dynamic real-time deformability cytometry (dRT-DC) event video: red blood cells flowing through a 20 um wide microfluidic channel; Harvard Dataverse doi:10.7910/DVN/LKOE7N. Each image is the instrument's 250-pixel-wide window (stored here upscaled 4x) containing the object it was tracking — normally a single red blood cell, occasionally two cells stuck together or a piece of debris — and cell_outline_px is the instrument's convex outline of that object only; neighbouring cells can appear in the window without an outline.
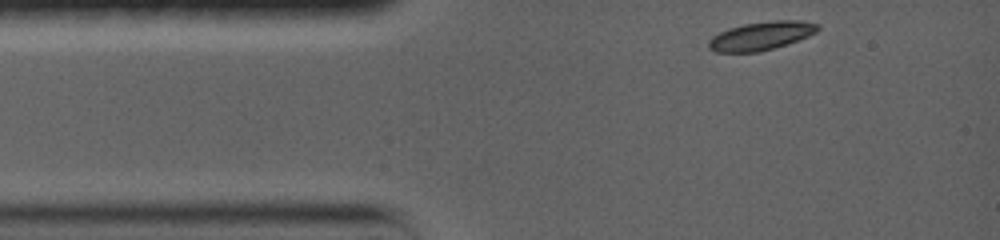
{"species": "common noctule bat (a hibernating species)", "species_latin": "Nyctalus noctula", "temperature_condition": "warm", "stored_images_in_passage": 35, "camera_frame_rate_fps": 5000, "um_per_image_px": 0.085, "animal": {"sex": "female", "body_mass_g": 19.0, "forearm_length_mm": 56.7}, "frame": {"image": 1, "passage_image": 1, "time_ms": 0.0, "image_size_px": [1000, 240], "cell_outline_px": [[820, 28], [816, 32], [808, 36], [760, 52], [716, 52], [708, 48], [708, 40], [712, 36], [728, 28], [744, 24], [776, 20], [800, 20], [820, 24]], "centroid_in_image_um": [64.68, 3.04], "position_along_channel_um": 20.3, "area_um2": 17.98}}
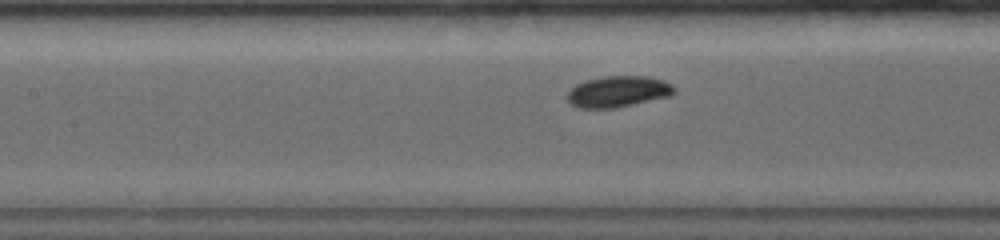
{"frame": {"image": 2, "passage_image": 14, "time_ms": 4.8, "image_size_px": [1000, 240], "cell_outline_px": [[676, 92], [668, 96], [616, 108], [580, 108], [572, 104], [564, 96], [576, 84], [584, 80], [604, 76], [648, 76], [664, 80], [672, 84], [676, 88]], "centroid_in_image_um": [52.53, 7.77], "position_along_channel_um": 154.9, "area_um2": 19.54}}
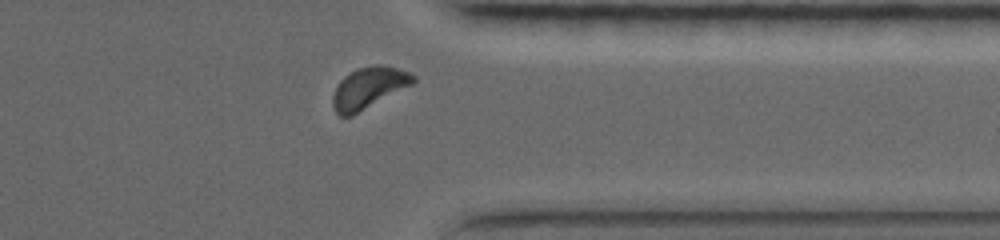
{"frame": {"image": 3, "passage_image": 31, "time_ms": 11.2, "image_size_px": [1000, 240], "cell_outline_px": [[416, 80], [412, 84], [352, 116], [340, 116], [336, 112], [332, 104], [332, 96], [340, 80], [344, 76], [356, 68], [372, 64], [380, 64], [396, 68], [408, 72], [416, 76]], "centroid_in_image_um": [31.32, 7.45], "position_along_channel_um": 380.1, "area_um2": 19.31}, "authors_computed_cell_mechanics": {"area_um2": 18.496, "velocity_mm_per_s": 3.5507, "shape_relaxation_time_tau1_ms": 4.1836, "shape_relaxation_time_tau2_ms": null, "deformation_change_tau1": 0.1312, "deformation_change_tau2": null}}